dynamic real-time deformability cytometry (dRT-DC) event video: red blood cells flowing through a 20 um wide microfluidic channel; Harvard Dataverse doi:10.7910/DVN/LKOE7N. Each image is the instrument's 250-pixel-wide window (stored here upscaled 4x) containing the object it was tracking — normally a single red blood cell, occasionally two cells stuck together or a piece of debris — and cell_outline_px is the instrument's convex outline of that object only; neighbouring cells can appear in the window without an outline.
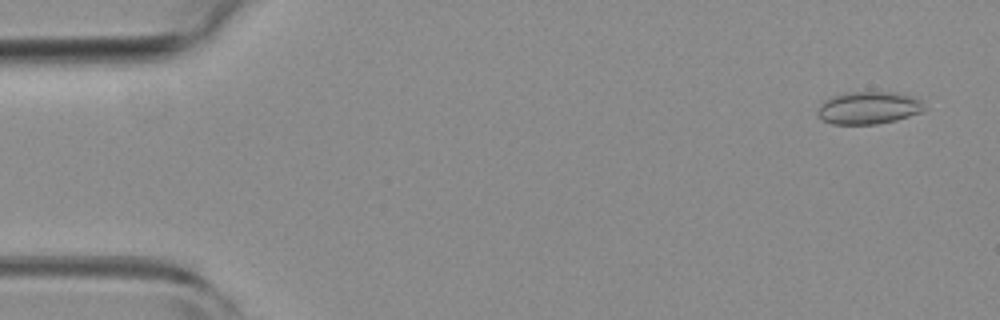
{"species": "common noctule bat (a hibernating species)", "species_latin": "Nyctalus noctula", "temperature_condition": "room temperature", "stored_images_in_passage": 5, "camera_frame_rate_fps": 3000, "um_per_image_px": 0.085, "animal": {"sex": "female", "body_mass_g": 19.3, "forearm_length_mm": 54.1}, "frame": {"image": 1, "passage_image": 3, "time_ms": 0.667, "image_size_px": [1000, 320], "cell_outline_px": [[928, 108], [924, 112], [896, 120], [876, 124], [832, 124], [824, 120], [816, 112], [820, 104], [824, 100], [832, 96], [844, 92], [896, 92], [912, 96], [920, 100]], "centroid_in_image_um": [73.87, 9.16], "position_along_channel_um": 11.1, "area_um2": 20.46}}